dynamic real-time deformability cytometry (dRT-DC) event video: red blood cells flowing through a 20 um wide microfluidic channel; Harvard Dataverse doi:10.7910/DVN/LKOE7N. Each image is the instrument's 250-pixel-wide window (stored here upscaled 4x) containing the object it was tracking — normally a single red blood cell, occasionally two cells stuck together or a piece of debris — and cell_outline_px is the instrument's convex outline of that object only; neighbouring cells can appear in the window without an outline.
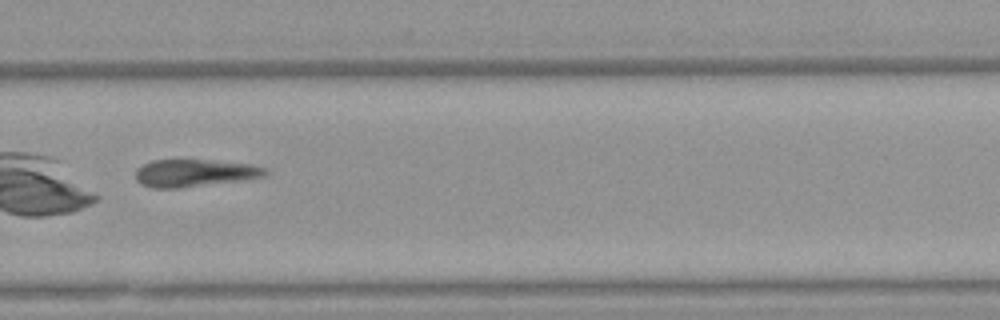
{"species": "Egyptian fruit bat (a non-hibernating species)", "species_latin": "Rousettus aegyptiacus", "temperature_condition": "warm", "stored_images_in_passage": 52, "camera_frame_rate_fps": 3000, "um_per_image_px": 0.085, "animal": {"sex": "female"}, "frame": {"image": 1, "passage_image": 37, "time_ms": 12.0, "image_size_px": [1000, 320], "cell_outline_px": [[268, 172], [264, 176], [240, 180], [180, 188], [152, 188], [140, 184], [136, 180], [136, 168], [152, 160], [204, 160], [248, 164], [264, 168]], "centroid_in_image_um": [16.45, 14.71], "position_along_channel_um": 313.3, "area_um2": 20.4}}